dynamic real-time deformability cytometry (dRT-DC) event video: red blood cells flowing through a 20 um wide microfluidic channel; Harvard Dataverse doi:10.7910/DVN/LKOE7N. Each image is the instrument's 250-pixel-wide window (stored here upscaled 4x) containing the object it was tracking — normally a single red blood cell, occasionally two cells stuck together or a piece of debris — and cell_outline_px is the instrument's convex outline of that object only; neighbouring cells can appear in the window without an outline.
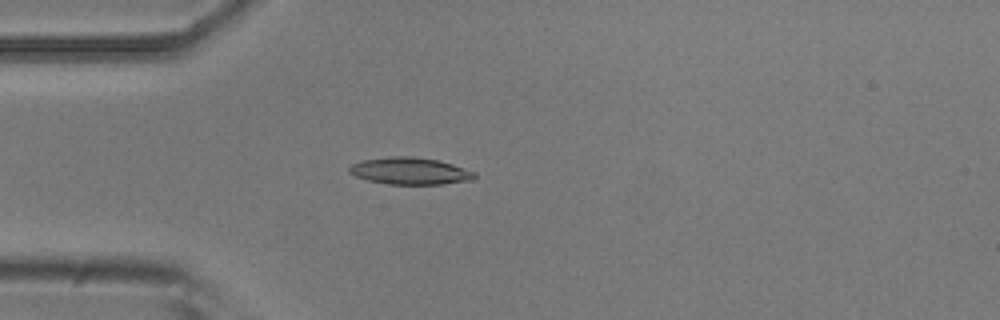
{"species": "common noctule bat (a hibernating species)", "species_latin": "Nyctalus noctula", "temperature_condition": "room temperature", "stored_images_in_passage": 4, "camera_frame_rate_fps": 3000, "um_per_image_px": 0.085, "animal": {"sex": "male", "body_mass_g": 20.5, "forearm_length_mm": 52.5}, "frame": {"image": 1, "passage_image": 4, "time_ms": 1.0, "image_size_px": [1000, 320], "cell_outline_px": [[476, 176], [472, 180], [440, 184], [388, 184], [368, 180], [356, 176], [348, 172], [348, 168], [352, 164], [360, 160], [388, 156], [412, 156], [436, 160], [452, 164], [476, 172]], "centroid_in_image_um": [34.82, 14.52], "position_along_channel_um": 50.2, "area_um2": 19.71}}